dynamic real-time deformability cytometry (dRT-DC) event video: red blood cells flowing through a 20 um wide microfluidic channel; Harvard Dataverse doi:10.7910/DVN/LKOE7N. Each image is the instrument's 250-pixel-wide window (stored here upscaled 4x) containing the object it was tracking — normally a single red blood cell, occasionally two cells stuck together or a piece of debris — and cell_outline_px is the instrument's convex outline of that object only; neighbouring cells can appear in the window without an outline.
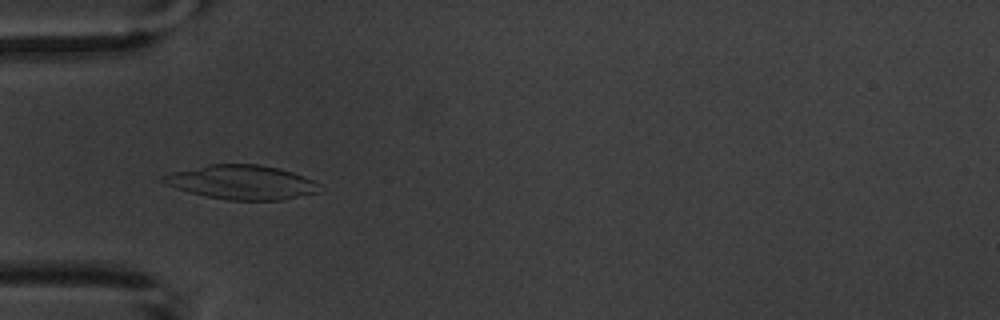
{"species": "common noctule bat (a hibernating species)", "species_latin": "Nyctalus noctula", "temperature_condition": "warm", "stored_images_in_passage": 6, "camera_frame_rate_fps": 3000, "um_per_image_px": 0.085, "animal": {"sex": "male", "body_mass_g": 20.1, "forearm_length_mm": 53.5}, "frame": {"image": 1, "passage_image": 5, "time_ms": 4.667, "image_size_px": [1000, 320], "cell_outline_px": [[320, 184], [316, 192], [280, 200], [228, 200], [204, 196], [168, 184], [160, 180], [160, 176], [172, 172], [208, 164], [260, 164], [280, 168], [304, 176]], "centroid_in_image_um": [20.53, 15.47], "position_along_channel_um": 64.5, "area_um2": 30.81}}